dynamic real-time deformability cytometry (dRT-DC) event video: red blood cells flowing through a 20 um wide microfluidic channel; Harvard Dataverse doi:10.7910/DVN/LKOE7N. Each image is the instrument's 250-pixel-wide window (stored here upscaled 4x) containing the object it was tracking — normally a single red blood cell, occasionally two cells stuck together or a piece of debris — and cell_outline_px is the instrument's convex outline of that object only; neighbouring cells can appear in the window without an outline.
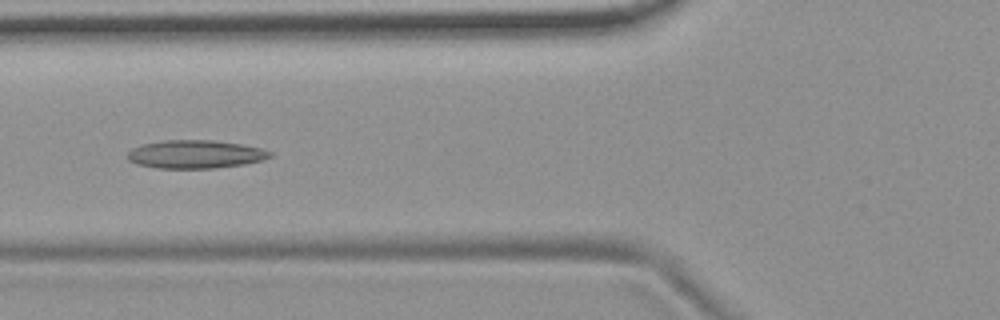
{"species": "common noctule bat (a hibernating species)", "species_latin": "Nyctalus noctula", "temperature_condition": "room temperature", "stored_images_in_passage": 7, "camera_frame_rate_fps": 3000, "um_per_image_px": 0.085, "animal": {"sex": "female", "body_mass_g": 19.9}, "frame": {"image": 1, "passage_image": 6, "time_ms": 5.667, "image_size_px": [1000, 320], "cell_outline_px": [[272, 156], [260, 160], [244, 164], [216, 168], [156, 168], [136, 164], [128, 160], [128, 152], [132, 148], [144, 144], [164, 140], [212, 140], [240, 144], [264, 148], [272, 152]], "centroid_in_image_um": [16.61, 13.11], "position_along_channel_um": 109.2, "area_um2": 23.41}}
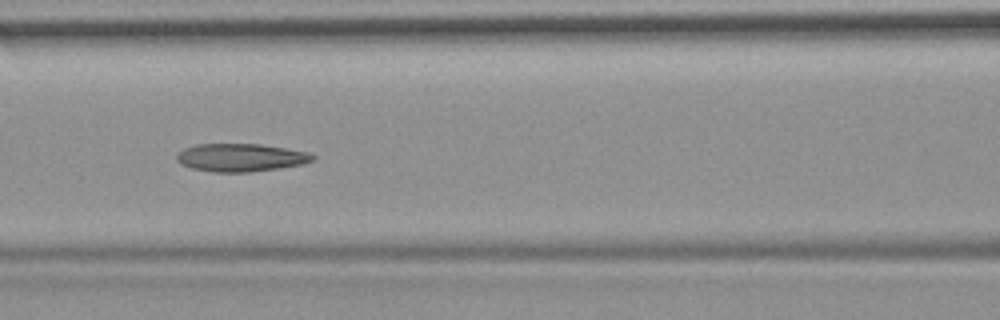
{"frame": {"image": 2, "passage_image": 7, "time_ms": 6.667, "image_size_px": [1000, 320], "cell_outline_px": [[316, 160], [304, 164], [280, 168], [248, 172], [212, 172], [192, 168], [180, 164], [176, 160], [176, 152], [184, 148], [196, 144], [260, 144], [308, 152], [316, 156]], "centroid_in_image_um": [20.45, 13.39], "position_along_channel_um": 146.1, "area_um2": 22.37}}